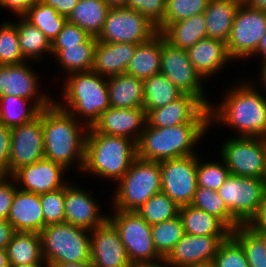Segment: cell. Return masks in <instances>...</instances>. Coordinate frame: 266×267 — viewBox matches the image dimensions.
<instances>
[{"instance_id":"5bb4252c","label":"cell","mask_w":266,"mask_h":267,"mask_svg":"<svg viewBox=\"0 0 266 267\" xmlns=\"http://www.w3.org/2000/svg\"><path fill=\"white\" fill-rule=\"evenodd\" d=\"M161 192L178 206L190 205L197 190V154L160 161Z\"/></svg>"},{"instance_id":"6f0895ef","label":"cell","mask_w":266,"mask_h":267,"mask_svg":"<svg viewBox=\"0 0 266 267\" xmlns=\"http://www.w3.org/2000/svg\"><path fill=\"white\" fill-rule=\"evenodd\" d=\"M261 55L263 58H262V62H266V32L265 34L261 37L260 41H259V46L256 50V52L252 55L253 57L255 55Z\"/></svg>"},{"instance_id":"8fae6325","label":"cell","mask_w":266,"mask_h":267,"mask_svg":"<svg viewBox=\"0 0 266 267\" xmlns=\"http://www.w3.org/2000/svg\"><path fill=\"white\" fill-rule=\"evenodd\" d=\"M157 32V28L138 11L114 7L110 8L97 41L140 44L148 41Z\"/></svg>"},{"instance_id":"94428289","label":"cell","mask_w":266,"mask_h":267,"mask_svg":"<svg viewBox=\"0 0 266 267\" xmlns=\"http://www.w3.org/2000/svg\"><path fill=\"white\" fill-rule=\"evenodd\" d=\"M111 8L125 7L126 0H104Z\"/></svg>"},{"instance_id":"5b68a950","label":"cell","mask_w":266,"mask_h":267,"mask_svg":"<svg viewBox=\"0 0 266 267\" xmlns=\"http://www.w3.org/2000/svg\"><path fill=\"white\" fill-rule=\"evenodd\" d=\"M67 76L63 84V101L54 102L76 119L83 117V123L92 127L101 113L110 107L107 78L93 70Z\"/></svg>"},{"instance_id":"8d00e7d4","label":"cell","mask_w":266,"mask_h":267,"mask_svg":"<svg viewBox=\"0 0 266 267\" xmlns=\"http://www.w3.org/2000/svg\"><path fill=\"white\" fill-rule=\"evenodd\" d=\"M24 17L39 28L51 42L58 36L67 22L66 16L59 14L40 0L29 9Z\"/></svg>"},{"instance_id":"be15d7a7","label":"cell","mask_w":266,"mask_h":267,"mask_svg":"<svg viewBox=\"0 0 266 267\" xmlns=\"http://www.w3.org/2000/svg\"><path fill=\"white\" fill-rule=\"evenodd\" d=\"M45 266H46V262L35 263V264L17 265V266H10V267H45Z\"/></svg>"},{"instance_id":"484cf974","label":"cell","mask_w":266,"mask_h":267,"mask_svg":"<svg viewBox=\"0 0 266 267\" xmlns=\"http://www.w3.org/2000/svg\"><path fill=\"white\" fill-rule=\"evenodd\" d=\"M165 37L157 32L148 41L137 44L133 58L130 60L126 74L142 80L160 73L162 43Z\"/></svg>"},{"instance_id":"836d02e7","label":"cell","mask_w":266,"mask_h":267,"mask_svg":"<svg viewBox=\"0 0 266 267\" xmlns=\"http://www.w3.org/2000/svg\"><path fill=\"white\" fill-rule=\"evenodd\" d=\"M19 19L13 24L17 27L21 53L27 60L30 58L40 61L43 59L42 56L44 57V52L51 53V41L24 16H19Z\"/></svg>"},{"instance_id":"ba28073f","label":"cell","mask_w":266,"mask_h":267,"mask_svg":"<svg viewBox=\"0 0 266 267\" xmlns=\"http://www.w3.org/2000/svg\"><path fill=\"white\" fill-rule=\"evenodd\" d=\"M108 219L118 229L121 241L133 266L158 265L163 257L156 251L149 225L136 211L113 209Z\"/></svg>"},{"instance_id":"d6986e66","label":"cell","mask_w":266,"mask_h":267,"mask_svg":"<svg viewBox=\"0 0 266 267\" xmlns=\"http://www.w3.org/2000/svg\"><path fill=\"white\" fill-rule=\"evenodd\" d=\"M90 236V260L94 267H134L118 229L109 219L91 230Z\"/></svg>"},{"instance_id":"ffe728a7","label":"cell","mask_w":266,"mask_h":267,"mask_svg":"<svg viewBox=\"0 0 266 267\" xmlns=\"http://www.w3.org/2000/svg\"><path fill=\"white\" fill-rule=\"evenodd\" d=\"M66 171L63 165L43 158L20 167L11 176L18 189L41 195L65 187L69 183L63 178Z\"/></svg>"},{"instance_id":"3957f363","label":"cell","mask_w":266,"mask_h":267,"mask_svg":"<svg viewBox=\"0 0 266 267\" xmlns=\"http://www.w3.org/2000/svg\"><path fill=\"white\" fill-rule=\"evenodd\" d=\"M137 157L136 142L119 136L101 134L88 127L82 173L109 178L116 183Z\"/></svg>"},{"instance_id":"7402d4cb","label":"cell","mask_w":266,"mask_h":267,"mask_svg":"<svg viewBox=\"0 0 266 267\" xmlns=\"http://www.w3.org/2000/svg\"><path fill=\"white\" fill-rule=\"evenodd\" d=\"M147 123L143 108L109 107L101 113L92 128L101 134L125 137L137 143Z\"/></svg>"},{"instance_id":"6125c7cd","label":"cell","mask_w":266,"mask_h":267,"mask_svg":"<svg viewBox=\"0 0 266 267\" xmlns=\"http://www.w3.org/2000/svg\"><path fill=\"white\" fill-rule=\"evenodd\" d=\"M260 67H261V80H263L262 81V83L264 84V91L266 90V62H261V65H260ZM265 96H266V91H265Z\"/></svg>"},{"instance_id":"74e56055","label":"cell","mask_w":266,"mask_h":267,"mask_svg":"<svg viewBox=\"0 0 266 267\" xmlns=\"http://www.w3.org/2000/svg\"><path fill=\"white\" fill-rule=\"evenodd\" d=\"M190 205L214 215L220 219L231 231L241 225L231 215L229 209L224 203V200L220 197L216 190L198 186Z\"/></svg>"},{"instance_id":"d4e9b609","label":"cell","mask_w":266,"mask_h":267,"mask_svg":"<svg viewBox=\"0 0 266 267\" xmlns=\"http://www.w3.org/2000/svg\"><path fill=\"white\" fill-rule=\"evenodd\" d=\"M188 57L199 74L207 79L225 67L232 60L226 43L210 37L203 38L187 49Z\"/></svg>"},{"instance_id":"11a10c76","label":"cell","mask_w":266,"mask_h":267,"mask_svg":"<svg viewBox=\"0 0 266 267\" xmlns=\"http://www.w3.org/2000/svg\"><path fill=\"white\" fill-rule=\"evenodd\" d=\"M15 232L6 219H0V249H6Z\"/></svg>"},{"instance_id":"a7ac6f4b","label":"cell","mask_w":266,"mask_h":267,"mask_svg":"<svg viewBox=\"0 0 266 267\" xmlns=\"http://www.w3.org/2000/svg\"><path fill=\"white\" fill-rule=\"evenodd\" d=\"M264 238H265V241H266V233H260Z\"/></svg>"},{"instance_id":"9f6ffc18","label":"cell","mask_w":266,"mask_h":267,"mask_svg":"<svg viewBox=\"0 0 266 267\" xmlns=\"http://www.w3.org/2000/svg\"><path fill=\"white\" fill-rule=\"evenodd\" d=\"M46 267H94V264L91 260H86L78 263H62V262H53L46 263Z\"/></svg>"},{"instance_id":"d590c367","label":"cell","mask_w":266,"mask_h":267,"mask_svg":"<svg viewBox=\"0 0 266 267\" xmlns=\"http://www.w3.org/2000/svg\"><path fill=\"white\" fill-rule=\"evenodd\" d=\"M30 101L16 96L0 97V122L12 128L33 121L41 109Z\"/></svg>"},{"instance_id":"52a82bcc","label":"cell","mask_w":266,"mask_h":267,"mask_svg":"<svg viewBox=\"0 0 266 267\" xmlns=\"http://www.w3.org/2000/svg\"><path fill=\"white\" fill-rule=\"evenodd\" d=\"M39 236L46 263L90 260V230L62 222L45 226Z\"/></svg>"},{"instance_id":"ab89813d","label":"cell","mask_w":266,"mask_h":267,"mask_svg":"<svg viewBox=\"0 0 266 267\" xmlns=\"http://www.w3.org/2000/svg\"><path fill=\"white\" fill-rule=\"evenodd\" d=\"M178 206L169 196L160 192L153 195L136 212L149 224L154 225L179 215Z\"/></svg>"},{"instance_id":"91938a15","label":"cell","mask_w":266,"mask_h":267,"mask_svg":"<svg viewBox=\"0 0 266 267\" xmlns=\"http://www.w3.org/2000/svg\"><path fill=\"white\" fill-rule=\"evenodd\" d=\"M0 267H10L6 249H0Z\"/></svg>"},{"instance_id":"816d5d0a","label":"cell","mask_w":266,"mask_h":267,"mask_svg":"<svg viewBox=\"0 0 266 267\" xmlns=\"http://www.w3.org/2000/svg\"><path fill=\"white\" fill-rule=\"evenodd\" d=\"M39 0H0L3 8H9L16 16H24Z\"/></svg>"},{"instance_id":"d6a6232c","label":"cell","mask_w":266,"mask_h":267,"mask_svg":"<svg viewBox=\"0 0 266 267\" xmlns=\"http://www.w3.org/2000/svg\"><path fill=\"white\" fill-rule=\"evenodd\" d=\"M10 266L45 262L39 233L15 232L6 247Z\"/></svg>"},{"instance_id":"7a4b0ae2","label":"cell","mask_w":266,"mask_h":267,"mask_svg":"<svg viewBox=\"0 0 266 267\" xmlns=\"http://www.w3.org/2000/svg\"><path fill=\"white\" fill-rule=\"evenodd\" d=\"M79 121L55 102L42 109L44 158L66 169L75 162L78 171L83 170L88 127Z\"/></svg>"},{"instance_id":"30bf717a","label":"cell","mask_w":266,"mask_h":267,"mask_svg":"<svg viewBox=\"0 0 266 267\" xmlns=\"http://www.w3.org/2000/svg\"><path fill=\"white\" fill-rule=\"evenodd\" d=\"M231 215L247 225L257 214L266 192V179L229 175L217 190Z\"/></svg>"},{"instance_id":"60d3db41","label":"cell","mask_w":266,"mask_h":267,"mask_svg":"<svg viewBox=\"0 0 266 267\" xmlns=\"http://www.w3.org/2000/svg\"><path fill=\"white\" fill-rule=\"evenodd\" d=\"M156 251L165 258L185 234L182 220L178 216L151 226Z\"/></svg>"},{"instance_id":"f546056e","label":"cell","mask_w":266,"mask_h":267,"mask_svg":"<svg viewBox=\"0 0 266 267\" xmlns=\"http://www.w3.org/2000/svg\"><path fill=\"white\" fill-rule=\"evenodd\" d=\"M239 5L223 0H209L203 12L207 36L227 43Z\"/></svg>"},{"instance_id":"f907efd6","label":"cell","mask_w":266,"mask_h":267,"mask_svg":"<svg viewBox=\"0 0 266 267\" xmlns=\"http://www.w3.org/2000/svg\"><path fill=\"white\" fill-rule=\"evenodd\" d=\"M11 128L0 122V175H9Z\"/></svg>"},{"instance_id":"9c48e42d","label":"cell","mask_w":266,"mask_h":267,"mask_svg":"<svg viewBox=\"0 0 266 267\" xmlns=\"http://www.w3.org/2000/svg\"><path fill=\"white\" fill-rule=\"evenodd\" d=\"M222 145L220 156L231 175L266 179V138L234 136Z\"/></svg>"},{"instance_id":"f35d334b","label":"cell","mask_w":266,"mask_h":267,"mask_svg":"<svg viewBox=\"0 0 266 267\" xmlns=\"http://www.w3.org/2000/svg\"><path fill=\"white\" fill-rule=\"evenodd\" d=\"M231 235L241 244L249 267H266L265 238L247 225H240Z\"/></svg>"},{"instance_id":"4dcf8cb0","label":"cell","mask_w":266,"mask_h":267,"mask_svg":"<svg viewBox=\"0 0 266 267\" xmlns=\"http://www.w3.org/2000/svg\"><path fill=\"white\" fill-rule=\"evenodd\" d=\"M110 8L104 0H79L67 21L76 24L90 36L98 38Z\"/></svg>"},{"instance_id":"681fc988","label":"cell","mask_w":266,"mask_h":267,"mask_svg":"<svg viewBox=\"0 0 266 267\" xmlns=\"http://www.w3.org/2000/svg\"><path fill=\"white\" fill-rule=\"evenodd\" d=\"M15 183L11 175H0V219L7 220L17 189V184Z\"/></svg>"},{"instance_id":"e0dca14e","label":"cell","mask_w":266,"mask_h":267,"mask_svg":"<svg viewBox=\"0 0 266 267\" xmlns=\"http://www.w3.org/2000/svg\"><path fill=\"white\" fill-rule=\"evenodd\" d=\"M34 71L26 61L20 64L0 65V97L25 98L41 110L50 106L54 102L52 96H47V93L39 94V79Z\"/></svg>"},{"instance_id":"680465c9","label":"cell","mask_w":266,"mask_h":267,"mask_svg":"<svg viewBox=\"0 0 266 267\" xmlns=\"http://www.w3.org/2000/svg\"><path fill=\"white\" fill-rule=\"evenodd\" d=\"M245 5L255 10L266 11V0H247Z\"/></svg>"},{"instance_id":"8992f818","label":"cell","mask_w":266,"mask_h":267,"mask_svg":"<svg viewBox=\"0 0 266 267\" xmlns=\"http://www.w3.org/2000/svg\"><path fill=\"white\" fill-rule=\"evenodd\" d=\"M117 184L112 207L121 211H136L153 195L161 192L160 163L136 157Z\"/></svg>"},{"instance_id":"7c38bea8","label":"cell","mask_w":266,"mask_h":267,"mask_svg":"<svg viewBox=\"0 0 266 267\" xmlns=\"http://www.w3.org/2000/svg\"><path fill=\"white\" fill-rule=\"evenodd\" d=\"M266 32V11L239 6L229 39L227 51L232 60L252 57L261 37Z\"/></svg>"},{"instance_id":"03108f58","label":"cell","mask_w":266,"mask_h":267,"mask_svg":"<svg viewBox=\"0 0 266 267\" xmlns=\"http://www.w3.org/2000/svg\"><path fill=\"white\" fill-rule=\"evenodd\" d=\"M135 267H168L164 263L158 265H148V266H135Z\"/></svg>"},{"instance_id":"f6af8a7d","label":"cell","mask_w":266,"mask_h":267,"mask_svg":"<svg viewBox=\"0 0 266 267\" xmlns=\"http://www.w3.org/2000/svg\"><path fill=\"white\" fill-rule=\"evenodd\" d=\"M212 264L215 267H249L241 244L231 234L220 244Z\"/></svg>"},{"instance_id":"cb8c5ba5","label":"cell","mask_w":266,"mask_h":267,"mask_svg":"<svg viewBox=\"0 0 266 267\" xmlns=\"http://www.w3.org/2000/svg\"><path fill=\"white\" fill-rule=\"evenodd\" d=\"M137 44L106 43L97 41L94 48L92 70L98 75L109 78L125 74L133 58Z\"/></svg>"},{"instance_id":"b9f144b4","label":"cell","mask_w":266,"mask_h":267,"mask_svg":"<svg viewBox=\"0 0 266 267\" xmlns=\"http://www.w3.org/2000/svg\"><path fill=\"white\" fill-rule=\"evenodd\" d=\"M20 45L17 27L10 22L0 24V65H12L25 62Z\"/></svg>"},{"instance_id":"7bdbcfd3","label":"cell","mask_w":266,"mask_h":267,"mask_svg":"<svg viewBox=\"0 0 266 267\" xmlns=\"http://www.w3.org/2000/svg\"><path fill=\"white\" fill-rule=\"evenodd\" d=\"M208 2L209 0H166L163 29L170 23L203 13Z\"/></svg>"},{"instance_id":"83f0119b","label":"cell","mask_w":266,"mask_h":267,"mask_svg":"<svg viewBox=\"0 0 266 267\" xmlns=\"http://www.w3.org/2000/svg\"><path fill=\"white\" fill-rule=\"evenodd\" d=\"M96 43L97 38L89 36L77 46H51V54L67 74L91 71Z\"/></svg>"},{"instance_id":"603a6c76","label":"cell","mask_w":266,"mask_h":267,"mask_svg":"<svg viewBox=\"0 0 266 267\" xmlns=\"http://www.w3.org/2000/svg\"><path fill=\"white\" fill-rule=\"evenodd\" d=\"M7 221L16 232H41L44 228V216L40 195L17 187Z\"/></svg>"},{"instance_id":"4fadbf2b","label":"cell","mask_w":266,"mask_h":267,"mask_svg":"<svg viewBox=\"0 0 266 267\" xmlns=\"http://www.w3.org/2000/svg\"><path fill=\"white\" fill-rule=\"evenodd\" d=\"M160 73L165 75L182 93L197 97L207 108L211 102L205 95L202 80L193 67L187 50L172 46L166 40L162 43ZM204 90V91H203Z\"/></svg>"},{"instance_id":"003e7915","label":"cell","mask_w":266,"mask_h":267,"mask_svg":"<svg viewBox=\"0 0 266 267\" xmlns=\"http://www.w3.org/2000/svg\"><path fill=\"white\" fill-rule=\"evenodd\" d=\"M196 267H215V266L212 263H210V264L196 266Z\"/></svg>"},{"instance_id":"ac0fdd59","label":"cell","mask_w":266,"mask_h":267,"mask_svg":"<svg viewBox=\"0 0 266 267\" xmlns=\"http://www.w3.org/2000/svg\"><path fill=\"white\" fill-rule=\"evenodd\" d=\"M228 236L184 234L163 259L168 267H196L210 264L222 241Z\"/></svg>"},{"instance_id":"e7e4bbea","label":"cell","mask_w":266,"mask_h":267,"mask_svg":"<svg viewBox=\"0 0 266 267\" xmlns=\"http://www.w3.org/2000/svg\"><path fill=\"white\" fill-rule=\"evenodd\" d=\"M223 1L234 2V3L238 4L239 6L245 5L247 2V0H223Z\"/></svg>"},{"instance_id":"44dd1931","label":"cell","mask_w":266,"mask_h":267,"mask_svg":"<svg viewBox=\"0 0 266 267\" xmlns=\"http://www.w3.org/2000/svg\"><path fill=\"white\" fill-rule=\"evenodd\" d=\"M99 209L98 200L95 201L84 188L71 183L65 186L64 222L91 231L109 217Z\"/></svg>"},{"instance_id":"db71d44e","label":"cell","mask_w":266,"mask_h":267,"mask_svg":"<svg viewBox=\"0 0 266 267\" xmlns=\"http://www.w3.org/2000/svg\"><path fill=\"white\" fill-rule=\"evenodd\" d=\"M55 9L59 14L68 17L79 0H40Z\"/></svg>"},{"instance_id":"bcb514c9","label":"cell","mask_w":266,"mask_h":267,"mask_svg":"<svg viewBox=\"0 0 266 267\" xmlns=\"http://www.w3.org/2000/svg\"><path fill=\"white\" fill-rule=\"evenodd\" d=\"M65 187L40 195L44 227L64 222Z\"/></svg>"},{"instance_id":"277c9868","label":"cell","mask_w":266,"mask_h":267,"mask_svg":"<svg viewBox=\"0 0 266 267\" xmlns=\"http://www.w3.org/2000/svg\"><path fill=\"white\" fill-rule=\"evenodd\" d=\"M210 124H178L151 127L146 123L136 143L137 157L160 162L197 154L194 145L207 133Z\"/></svg>"},{"instance_id":"4316f807","label":"cell","mask_w":266,"mask_h":267,"mask_svg":"<svg viewBox=\"0 0 266 267\" xmlns=\"http://www.w3.org/2000/svg\"><path fill=\"white\" fill-rule=\"evenodd\" d=\"M110 107L143 108L144 82L129 74L107 78Z\"/></svg>"},{"instance_id":"1f68e13d","label":"cell","mask_w":266,"mask_h":267,"mask_svg":"<svg viewBox=\"0 0 266 267\" xmlns=\"http://www.w3.org/2000/svg\"><path fill=\"white\" fill-rule=\"evenodd\" d=\"M161 33L172 46L185 50L208 37L203 13L170 23Z\"/></svg>"},{"instance_id":"f5cc1de1","label":"cell","mask_w":266,"mask_h":267,"mask_svg":"<svg viewBox=\"0 0 266 267\" xmlns=\"http://www.w3.org/2000/svg\"><path fill=\"white\" fill-rule=\"evenodd\" d=\"M247 226L257 233H266V192L257 214L250 220Z\"/></svg>"},{"instance_id":"e575fe53","label":"cell","mask_w":266,"mask_h":267,"mask_svg":"<svg viewBox=\"0 0 266 267\" xmlns=\"http://www.w3.org/2000/svg\"><path fill=\"white\" fill-rule=\"evenodd\" d=\"M143 109L150 110L163 107L179 98L183 93L162 73H157L143 80Z\"/></svg>"},{"instance_id":"9a60e30c","label":"cell","mask_w":266,"mask_h":267,"mask_svg":"<svg viewBox=\"0 0 266 267\" xmlns=\"http://www.w3.org/2000/svg\"><path fill=\"white\" fill-rule=\"evenodd\" d=\"M44 158L42 110L33 121L11 128L9 175Z\"/></svg>"},{"instance_id":"6da1fadb","label":"cell","mask_w":266,"mask_h":267,"mask_svg":"<svg viewBox=\"0 0 266 267\" xmlns=\"http://www.w3.org/2000/svg\"><path fill=\"white\" fill-rule=\"evenodd\" d=\"M243 82L232 86L219 106L210 105V125L215 121L237 129V136L266 138V97L252 82Z\"/></svg>"},{"instance_id":"ee69618b","label":"cell","mask_w":266,"mask_h":267,"mask_svg":"<svg viewBox=\"0 0 266 267\" xmlns=\"http://www.w3.org/2000/svg\"><path fill=\"white\" fill-rule=\"evenodd\" d=\"M197 155V185L203 188L218 190L230 175L224 160L201 163Z\"/></svg>"},{"instance_id":"f1b7e54d","label":"cell","mask_w":266,"mask_h":267,"mask_svg":"<svg viewBox=\"0 0 266 267\" xmlns=\"http://www.w3.org/2000/svg\"><path fill=\"white\" fill-rule=\"evenodd\" d=\"M184 232L189 235L229 236L231 230L217 217L196 208L184 205L179 208Z\"/></svg>"},{"instance_id":"c3c4849f","label":"cell","mask_w":266,"mask_h":267,"mask_svg":"<svg viewBox=\"0 0 266 267\" xmlns=\"http://www.w3.org/2000/svg\"><path fill=\"white\" fill-rule=\"evenodd\" d=\"M89 36L79 26L67 21L58 36L51 42V46H77L83 43Z\"/></svg>"},{"instance_id":"7dc6e473","label":"cell","mask_w":266,"mask_h":267,"mask_svg":"<svg viewBox=\"0 0 266 267\" xmlns=\"http://www.w3.org/2000/svg\"><path fill=\"white\" fill-rule=\"evenodd\" d=\"M125 7L141 13L158 32L163 30L166 0H126Z\"/></svg>"},{"instance_id":"2e32d148","label":"cell","mask_w":266,"mask_h":267,"mask_svg":"<svg viewBox=\"0 0 266 267\" xmlns=\"http://www.w3.org/2000/svg\"><path fill=\"white\" fill-rule=\"evenodd\" d=\"M146 119L149 126L159 128L178 124H210L209 108L187 93L163 107L150 110Z\"/></svg>"}]
</instances>
